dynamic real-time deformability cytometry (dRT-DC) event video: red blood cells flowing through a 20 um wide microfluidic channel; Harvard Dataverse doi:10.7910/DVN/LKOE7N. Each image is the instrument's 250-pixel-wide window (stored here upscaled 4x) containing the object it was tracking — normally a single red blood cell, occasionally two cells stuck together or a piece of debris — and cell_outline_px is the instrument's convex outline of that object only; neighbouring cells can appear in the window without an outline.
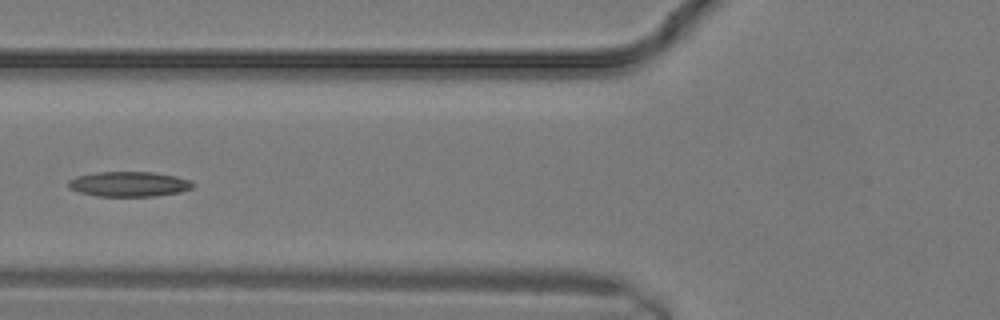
{"species": "common noctule bat (a hibernating species)", "species_latin": "Nyctalus noctula", "temperature_condition": "warm", "stored_images_in_passage": 16, "camera_frame_rate_fps": 3000, "um_per_image_px": 0.085, "animal": {"sex": "male", "body_mass_g": 19.2, "forearm_length_mm": 51.8}, "frame": {"image": 1, "passage_image": 10, "time_ms": 3.0, "image_size_px": [1000, 320], "cell_outline_px": [[192, 188], [180, 192], [156, 196], [96, 196], [80, 192], [68, 188], [68, 180], [76, 176], [96, 172], [152, 172], [176, 176], [188, 180], [192, 184]], "centroid_in_image_um": [10.92, 15.65], "position_along_channel_um": 114.9, "area_um2": 18.09}}